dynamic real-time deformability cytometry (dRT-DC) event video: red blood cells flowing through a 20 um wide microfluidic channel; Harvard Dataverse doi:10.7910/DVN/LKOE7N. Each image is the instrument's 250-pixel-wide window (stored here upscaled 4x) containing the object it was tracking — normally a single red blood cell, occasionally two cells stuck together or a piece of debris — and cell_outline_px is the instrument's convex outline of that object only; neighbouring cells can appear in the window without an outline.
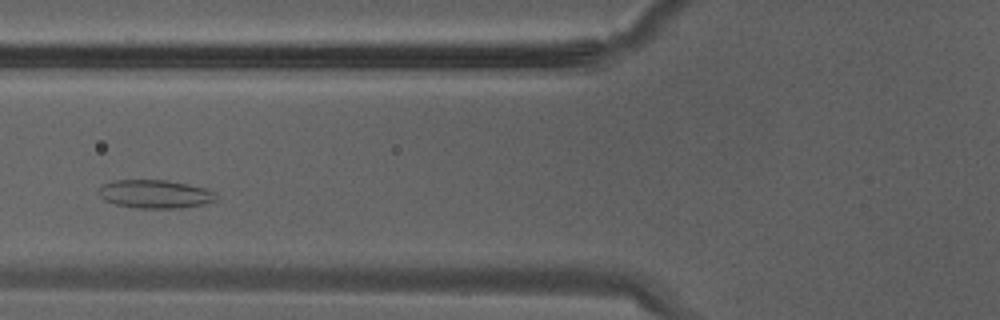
{"species": "Egyptian fruit bat (a non-hibernating species)", "species_latin": "Rousettus aegyptiacus", "temperature_condition": "warm", "stored_images_in_passage": 32, "camera_frame_rate_fps": 3000, "um_per_image_px": 0.085, "animal": {"sex": "male"}, "frame": {"image": 1, "passage_image": 9, "time_ms": 2.667, "image_size_px": [1000, 320], "cell_outline_px": [[216, 200], [204, 204], [180, 208], [136, 208], [116, 204], [104, 200], [100, 196], [100, 188], [104, 184], [112, 180], [164, 180], [208, 188], [216, 192]], "centroid_in_image_um": [13.21, 16.49], "position_along_channel_um": 112.6, "area_um2": 19.36}}
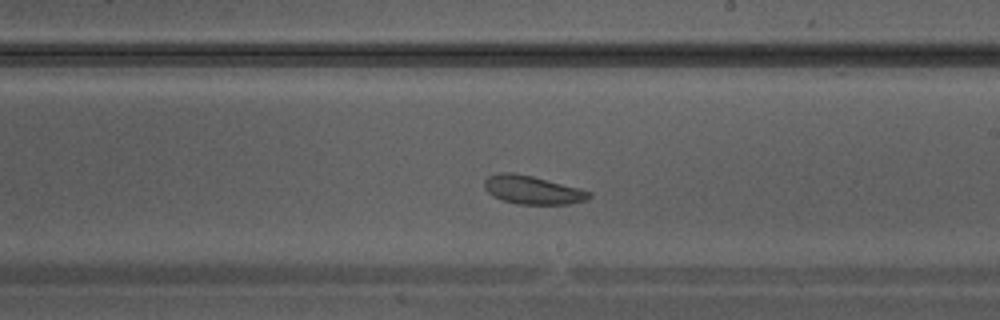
{"frame": {"image": 2, "passage_image": 16, "time_ms": 5.0, "image_size_px": [1000, 320], "cell_outline_px": [[592, 196], [588, 200], [568, 204], [520, 204], [500, 200], [492, 196], [484, 188], [484, 180], [488, 176], [500, 172], [512, 172], [532, 176], [592, 192]], "centroid_in_image_um": [45.23, 16.15], "position_along_channel_um": 243.8, "area_um2": 17.34}}
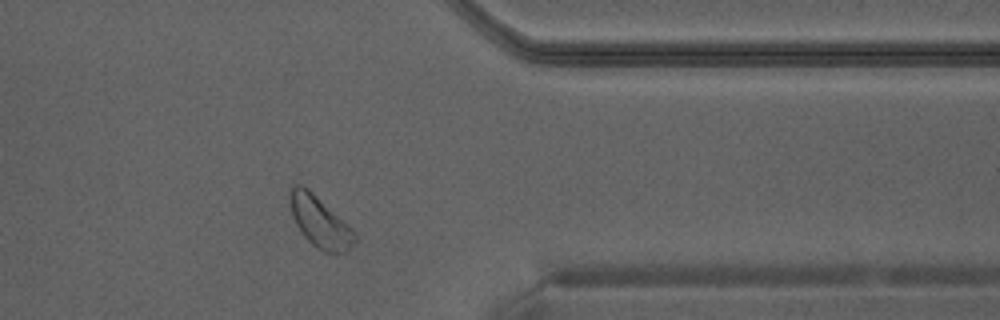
{"frame": {"image": 3, "passage_image": 24, "time_ms": 7.667, "image_size_px": [1000, 320], "cell_outline_px": [[356, 240], [348, 252], [324, 252], [316, 248], [304, 236], [296, 224], [288, 200], [288, 196], [292, 184], [300, 184], [308, 188], [348, 224], [356, 232]], "centroid_in_image_um": [27.18, 18.84], "position_along_channel_um": 384.2, "area_um2": 19.31}}